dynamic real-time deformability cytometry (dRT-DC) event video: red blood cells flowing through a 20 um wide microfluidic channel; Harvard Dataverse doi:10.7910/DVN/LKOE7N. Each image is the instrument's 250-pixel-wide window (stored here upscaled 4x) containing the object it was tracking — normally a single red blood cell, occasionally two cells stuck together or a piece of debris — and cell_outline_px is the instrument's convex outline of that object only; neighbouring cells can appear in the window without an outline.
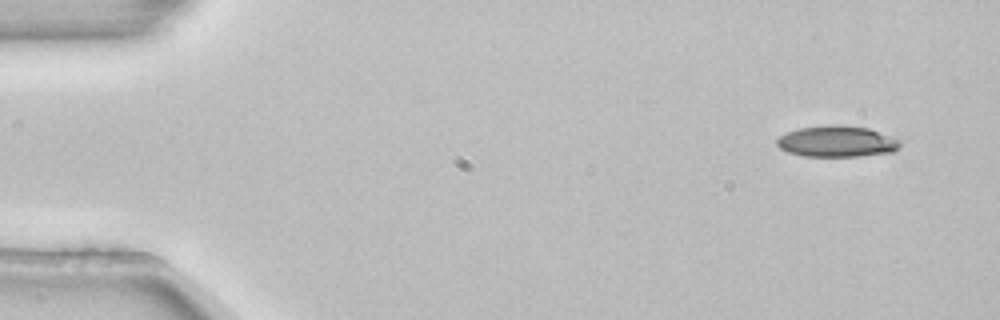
{"species": "common noctule bat (a hibernating species)", "species_latin": "Nyctalus noctula", "temperature_condition": "room temperature", "stored_images_in_passage": 4, "camera_frame_rate_fps": 3000, "um_per_image_px": 0.085, "animal": {"sex": "female", "body_mass_g": 22.7, "forearm_length_mm": 54.2}, "frame": {"image": 1, "passage_image": 1, "time_ms": 0.0, "image_size_px": [1000, 320], "cell_outline_px": [[900, 148], [892, 152], [860, 156], [804, 156], [788, 152], [780, 148], [776, 144], [776, 140], [780, 136], [788, 132], [800, 128], [836, 124], [868, 128], [900, 140]], "centroid_in_image_um": [71.14, 12.03], "position_along_channel_um": 13.9, "area_um2": 22.2}}